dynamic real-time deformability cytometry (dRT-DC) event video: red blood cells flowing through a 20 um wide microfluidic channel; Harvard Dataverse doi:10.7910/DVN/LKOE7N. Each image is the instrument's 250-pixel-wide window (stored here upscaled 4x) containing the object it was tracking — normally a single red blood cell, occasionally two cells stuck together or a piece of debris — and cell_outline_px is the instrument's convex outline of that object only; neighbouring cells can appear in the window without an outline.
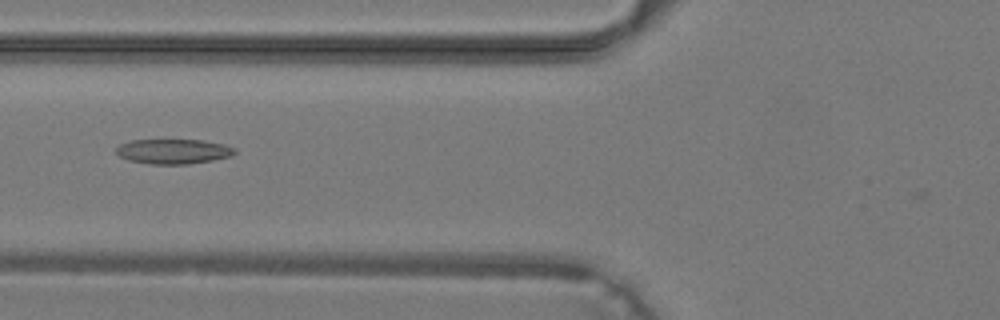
{"species": "common noctule bat (a hibernating species)", "species_latin": "Nyctalus noctula", "temperature_condition": "warm", "stored_images_in_passage": 33, "camera_frame_rate_fps": 3000, "um_per_image_px": 0.085, "animal": {"sex": "male", "body_mass_g": 19.2, "forearm_length_mm": 51.8}, "frame": {"image": 1, "passage_image": 9, "time_ms": 2.667, "image_size_px": [1000, 320], "cell_outline_px": [[236, 152], [232, 156], [212, 160], [188, 164], [148, 164], [128, 160], [120, 156], [116, 152], [116, 148], [120, 144], [132, 140], [204, 140], [224, 144], [236, 148]], "centroid_in_image_um": [14.75, 12.87], "position_along_channel_um": 111.0, "area_um2": 17.22}}
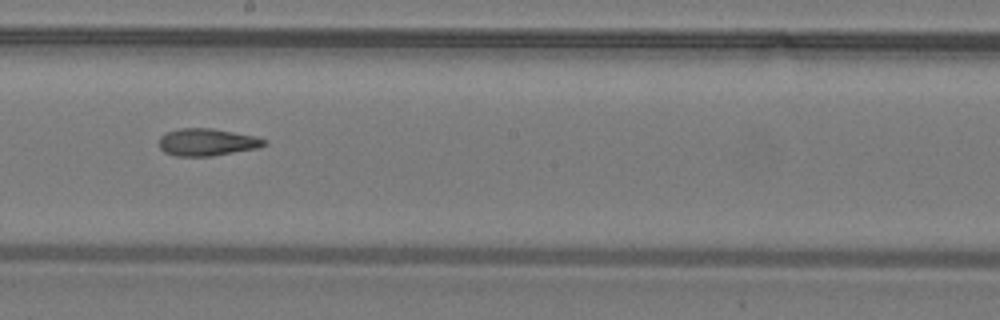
{"frame": {"image": 2, "passage_image": 16, "time_ms": 5.0, "image_size_px": [1000, 320], "cell_outline_px": [[268, 144], [260, 148], [212, 156], [176, 156], [164, 152], [160, 148], [160, 136], [168, 132], [180, 128], [212, 128], [256, 136], [268, 140]], "centroid_in_image_um": [17.66, 12.09], "position_along_channel_um": 230.5, "area_um2": 16.88}}
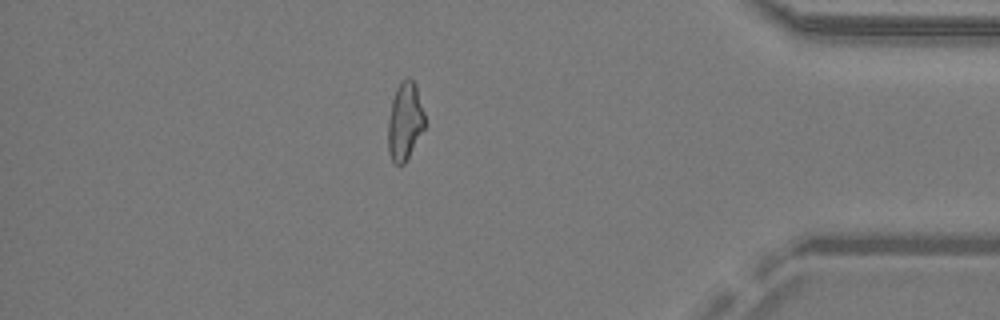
{"frame": {"image": 3, "passage_image": 28, "time_ms": 9.0, "image_size_px": [1000, 320], "cell_outline_px": [[428, 124], [404, 164], [392, 164], [388, 152], [388, 120], [392, 100], [396, 88], [400, 80], [408, 76], [416, 84]], "centroid_in_image_um": [34.44, 10.31], "position_along_channel_um": 400.8, "area_um2": 17.28}}